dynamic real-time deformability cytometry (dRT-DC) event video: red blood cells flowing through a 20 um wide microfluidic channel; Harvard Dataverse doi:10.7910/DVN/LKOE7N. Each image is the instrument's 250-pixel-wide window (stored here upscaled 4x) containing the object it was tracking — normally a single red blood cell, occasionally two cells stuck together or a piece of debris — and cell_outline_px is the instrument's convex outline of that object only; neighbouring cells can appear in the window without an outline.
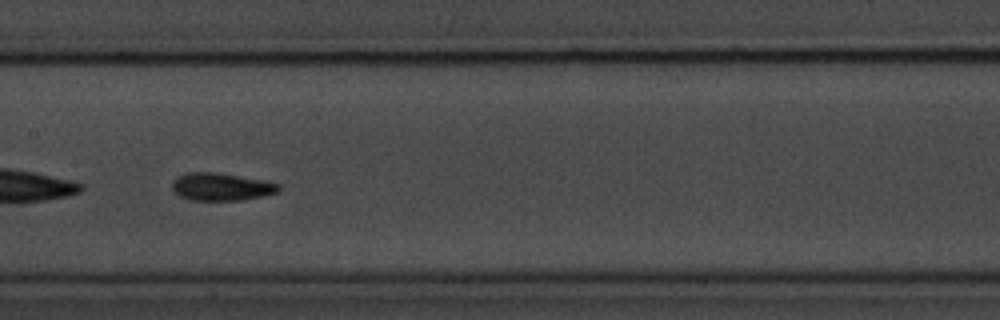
{"species": "common noctule bat (a hibernating species)", "species_latin": "Nyctalus noctula", "temperature_condition": "room temperature", "stored_images_in_passage": 53, "camera_frame_rate_fps": 3000, "um_per_image_px": 0.085, "animal": {"sex": "male", "body_mass_g": 20.1, "forearm_length_mm": 53.5}, "frame": {"image": 1, "passage_image": 28, "time_ms": 9.0, "image_size_px": [1000, 320], "cell_outline_px": [[280, 192], [244, 200], [188, 200], [180, 196], [172, 188], [172, 180], [176, 176], [184, 172], [216, 172], [260, 180], [280, 184]], "centroid_in_image_um": [18.77, 15.87], "position_along_channel_um": 188.6, "area_um2": 17.22}}
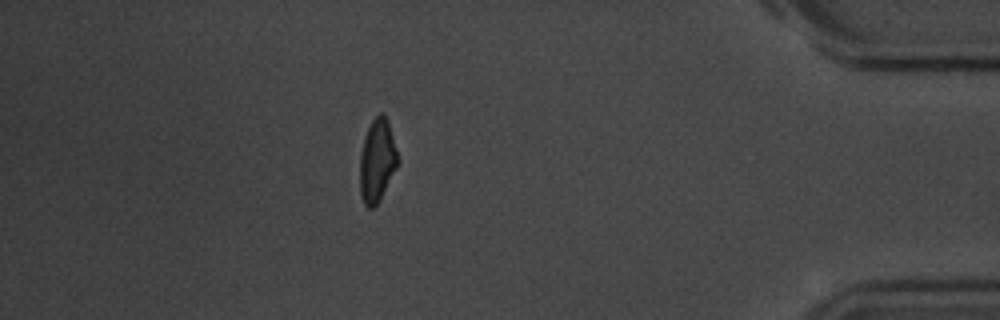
{"frame": {"image": 2, "passage_image": 53, "time_ms": 17.333, "image_size_px": [1000, 320], "cell_outline_px": [[400, 160], [380, 200], [372, 208], [368, 208], [364, 204], [360, 192], [360, 156], [364, 140], [368, 128], [372, 120], [380, 112], [388, 120]], "centroid_in_image_um": [32.07, 13.66], "position_along_channel_um": 403.1, "area_um2": 18.21}, "authors_computed_cell_mechanics": {"area_um2": 17.2822, "velocity_mm_per_s": 3.5782, "shape_relaxation_time_tau1_ms": 2.8655, "shape_relaxation_time_tau2_ms": 1.2895, "deformation_change_tau1": 0.1054, "deformation_change_tau2": 0.0621}}